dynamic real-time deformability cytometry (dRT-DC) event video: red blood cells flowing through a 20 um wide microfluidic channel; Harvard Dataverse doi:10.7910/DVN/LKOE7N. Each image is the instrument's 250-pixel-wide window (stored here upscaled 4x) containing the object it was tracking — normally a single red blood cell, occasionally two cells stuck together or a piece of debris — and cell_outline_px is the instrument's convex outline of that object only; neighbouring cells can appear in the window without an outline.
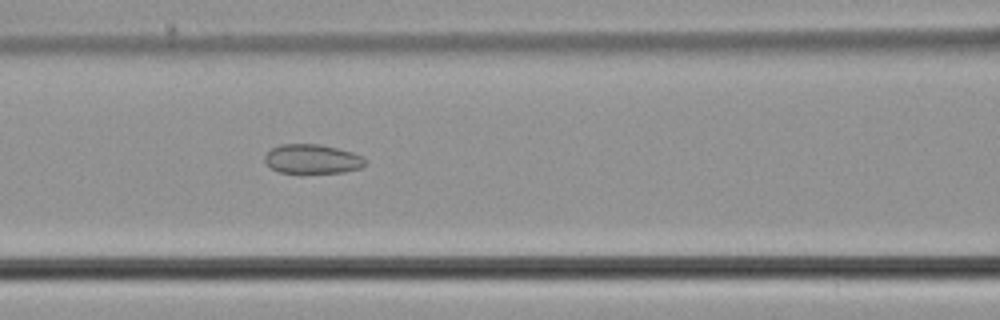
{"species": "common noctule bat (a hibernating species)", "species_latin": "Nyctalus noctula", "temperature_condition": "cold", "stored_images_in_passage": 55, "camera_frame_rate_fps": 3000, "um_per_image_px": 0.085, "animal": {"sex": "male", "body_mass_g": 21.5, "forearm_length_mm": 52.0}, "frame": {"image": 1, "passage_image": 24, "time_ms": 7.667, "image_size_px": [1000, 320], "cell_outline_px": [[368, 160], [360, 168], [344, 172], [280, 172], [272, 168], [264, 160], [264, 156], [272, 148], [280, 144], [320, 144], [352, 152]], "centroid_in_image_um": [26.54, 13.5], "position_along_channel_um": 140.1, "area_um2": 16.88}}
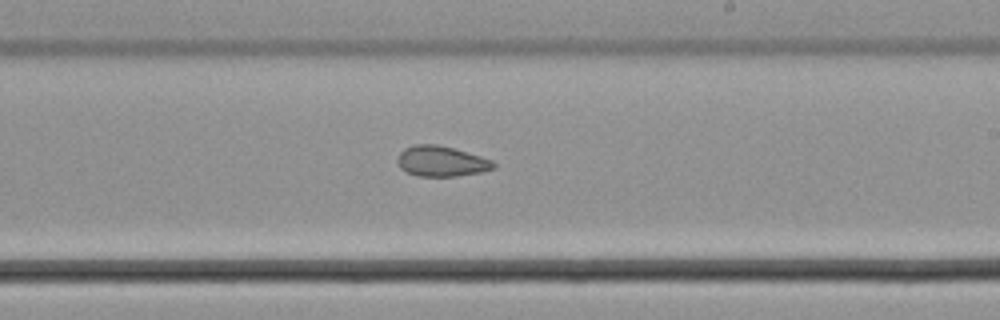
{"frame": {"image": 2, "passage_image": 33, "time_ms": 10.667, "image_size_px": [1000, 320], "cell_outline_px": [[496, 168], [480, 172], [456, 176], [416, 176], [400, 168], [396, 160], [400, 152], [404, 148], [416, 144], [436, 144], [452, 148], [480, 156], [492, 160], [496, 164]], "centroid_in_image_um": [37.5, 13.71], "position_along_channel_um": 251.5, "area_um2": 16.99}}
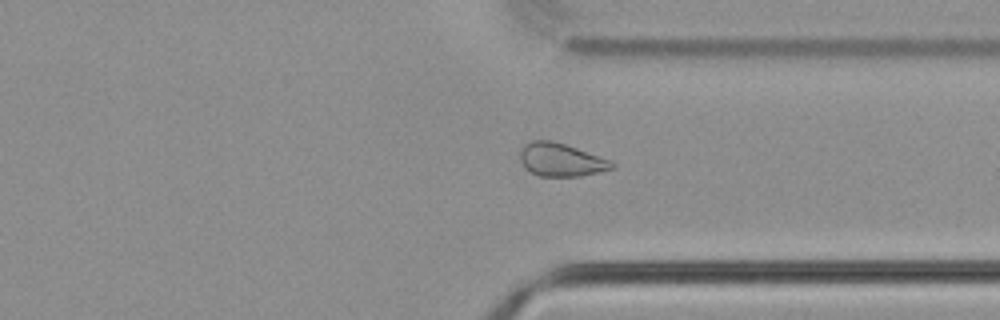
{"frame": {"image": 3, "passage_image": 42, "time_ms": 13.667, "image_size_px": [1000, 320], "cell_outline_px": [[616, 168], [580, 176], [540, 176], [532, 172], [520, 160], [520, 148], [524, 144], [532, 140], [552, 140], [612, 160], [616, 164]], "centroid_in_image_um": [47.72, 13.57], "position_along_channel_um": 363.7, "area_um2": 17.69}, "authors_computed_cell_mechanics": {"area_um2": 20.5768, "velocity_mm_per_s": 3.7227, "shape_relaxation_time_tau1_ms": null, "shape_relaxation_time_tau2_ms": 5.2199, "deformation_change_tau1": null, "deformation_change_tau2": 0.0922}}